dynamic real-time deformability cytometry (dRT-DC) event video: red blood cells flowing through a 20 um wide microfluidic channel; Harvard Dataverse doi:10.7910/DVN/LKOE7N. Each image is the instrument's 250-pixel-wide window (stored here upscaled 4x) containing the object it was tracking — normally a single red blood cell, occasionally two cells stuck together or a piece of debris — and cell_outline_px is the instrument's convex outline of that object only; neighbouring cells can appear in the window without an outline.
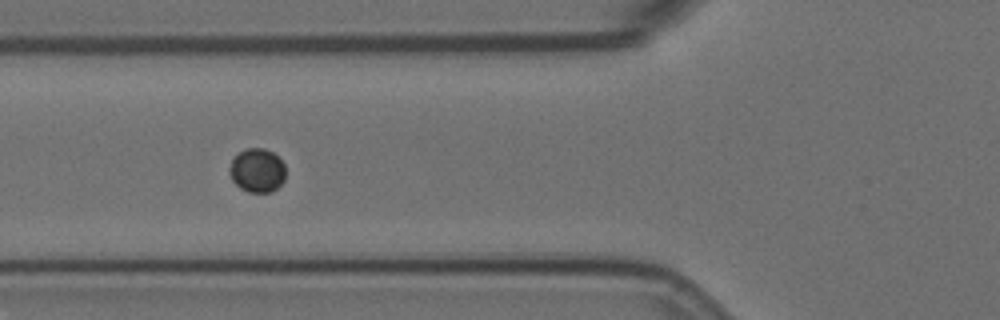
{"species": "Egyptian fruit bat (a non-hibernating species)", "species_latin": "Rousettus aegyptiacus", "temperature_condition": "room temperature", "stored_images_in_passage": 15, "camera_frame_rate_fps": 3000, "um_per_image_px": 0.085, "animal": {"sex": "female"}, "frame": {"image": 1, "passage_image": 6, "time_ms": 1.667, "image_size_px": [1000, 320], "cell_outline_px": [[284, 180], [272, 192], [248, 192], [240, 188], [232, 180], [228, 172], [228, 168], [232, 160], [240, 152], [248, 148], [264, 148], [272, 152], [284, 164]], "centroid_in_image_um": [21.83, 14.49], "position_along_channel_um": 104.0, "area_um2": 14.22}}
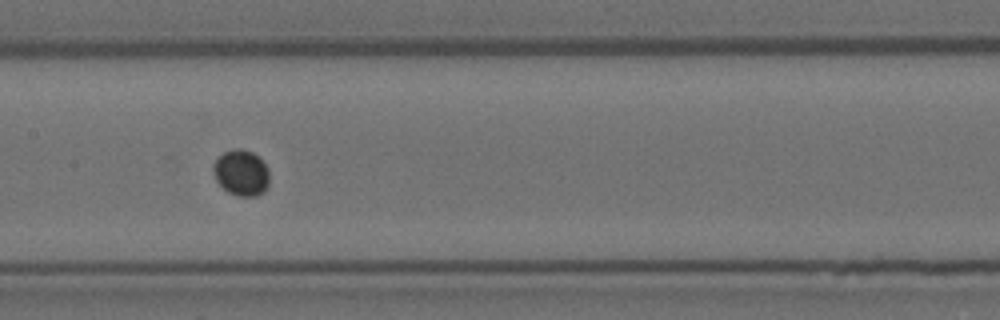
{"frame": {"image": 2, "passage_image": 8, "time_ms": 2.333, "image_size_px": [1000, 320], "cell_outline_px": [[268, 184], [264, 192], [256, 196], [236, 196], [228, 192], [216, 180], [212, 172], [212, 164], [224, 152], [236, 148], [240, 148], [252, 152], [268, 168]], "centroid_in_image_um": [20.48, 14.7], "position_along_channel_um": 186.9, "area_um2": 14.91}}
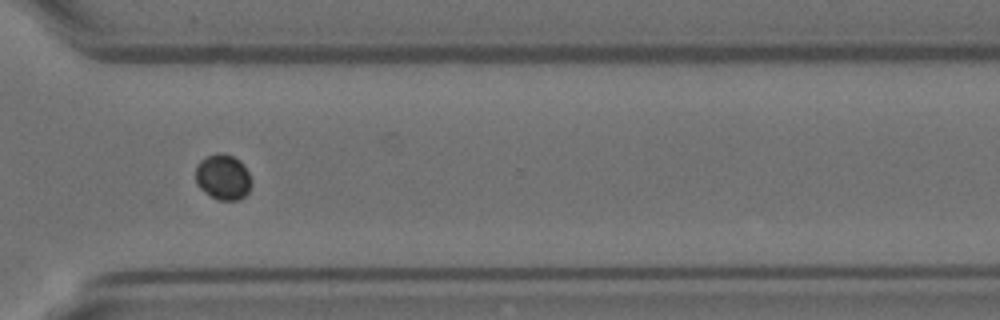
{"frame": {"image": 3, "passage_image": 12, "time_ms": 3.667, "image_size_px": [1000, 320], "cell_outline_px": [[252, 184], [248, 192], [244, 196], [236, 200], [220, 200], [204, 192], [196, 184], [196, 164], [200, 160], [208, 156], [220, 152], [224, 152], [240, 160], [244, 164], [252, 180]], "centroid_in_image_um": [18.97, 15.03], "position_along_channel_um": 351.6, "area_um2": 14.91}}